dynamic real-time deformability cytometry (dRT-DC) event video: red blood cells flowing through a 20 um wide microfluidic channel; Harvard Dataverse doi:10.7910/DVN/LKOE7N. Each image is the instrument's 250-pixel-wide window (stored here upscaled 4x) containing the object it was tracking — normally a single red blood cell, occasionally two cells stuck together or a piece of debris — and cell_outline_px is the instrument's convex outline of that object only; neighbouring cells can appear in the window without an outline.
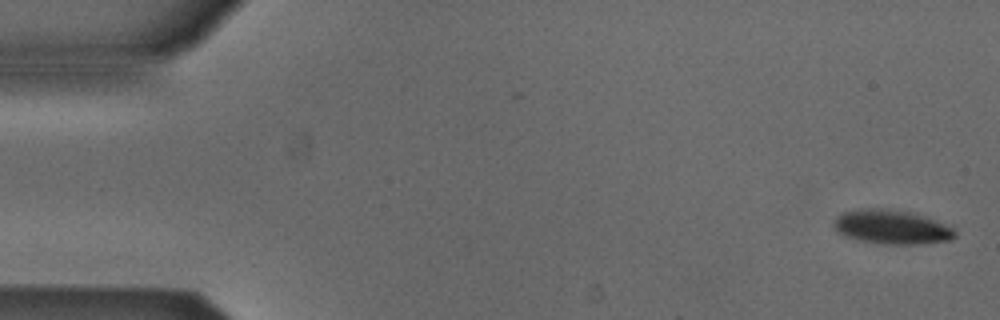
{"species": "Egyptian fruit bat (a non-hibernating species)", "species_latin": "Rousettus aegyptiacus", "temperature_condition": "cold", "stored_images_in_passage": 52, "camera_frame_rate_fps": 3000, "um_per_image_px": 0.085, "animal": {"sex": "male"}, "frame": {"image": 1, "passage_image": 1, "time_ms": 0.0, "image_size_px": [1000, 320], "cell_outline_px": [[956, 236], [952, 240], [916, 244], [884, 244], [860, 240], [836, 232], [832, 224], [832, 220], [836, 216], [844, 212], [860, 208], [880, 208], [908, 212], [924, 216], [952, 224], [956, 232]], "centroid_in_image_um": [75.82, 19.29], "position_along_channel_um": 9.2, "area_um2": 24.39}}
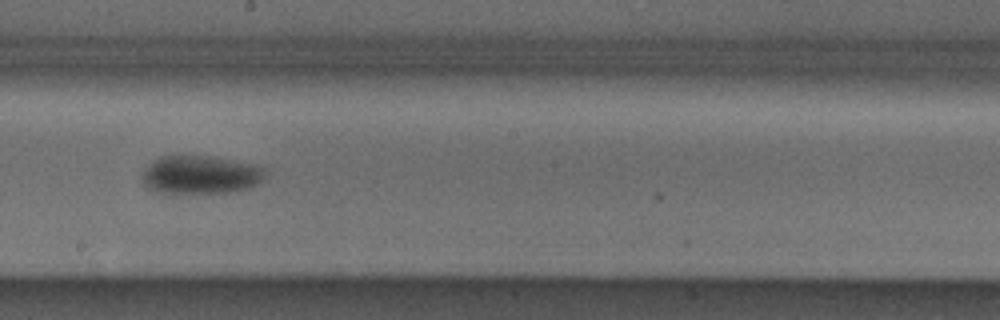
{"frame": {"image": 2, "passage_image": 29, "time_ms": 9.333, "image_size_px": [1000, 320], "cell_outline_px": [[264, 176], [256, 184], [248, 188], [232, 192], [156, 192], [148, 188], [140, 180], [140, 176], [144, 168], [152, 160], [160, 156], [216, 156], [264, 164]], "centroid_in_image_um": [17.05, 14.82], "position_along_channel_um": 231.2, "area_um2": 27.98}}
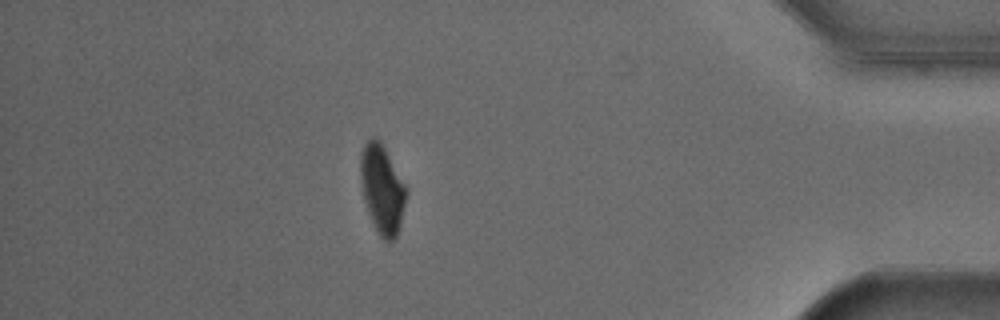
{"frame": {"image": 3, "passage_image": 46, "time_ms": 15.0, "image_size_px": [1000, 320], "cell_outline_px": [[408, 188], [400, 228], [396, 236], [388, 244], [380, 236], [368, 212], [364, 200], [360, 176], [360, 152], [364, 144], [372, 136], [376, 136], [380, 140]], "centroid_in_image_um": [32.49, 16.06], "position_along_channel_um": 402.7, "area_um2": 23.81}, "authors_computed_cell_mechanics": {"area_um2": 25.9811, "velocity_mm_per_s": 3.8461, "shape_relaxation_time_tau1_ms": 2.9506, "shape_relaxation_time_tau2_ms": null, "deformation_change_tau1": 0.095, "deformation_change_tau2": null}}